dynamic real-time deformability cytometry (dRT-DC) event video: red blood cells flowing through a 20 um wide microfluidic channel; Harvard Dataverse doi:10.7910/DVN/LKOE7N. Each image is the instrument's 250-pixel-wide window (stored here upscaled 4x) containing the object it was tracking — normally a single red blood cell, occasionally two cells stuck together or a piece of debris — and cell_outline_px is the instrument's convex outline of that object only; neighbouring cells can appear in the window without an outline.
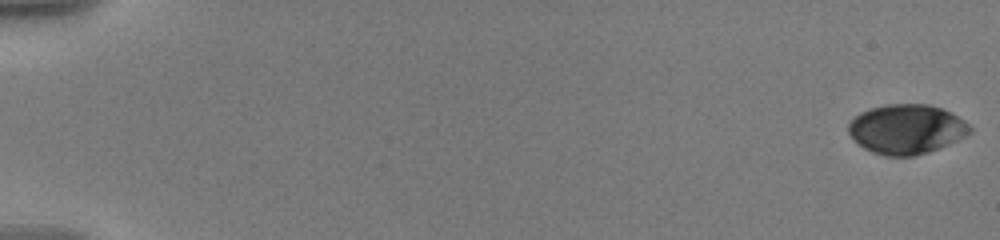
{"species": "human", "species_latin": "Homo sapiens", "temperature_condition": "warm", "stored_images_in_passage": 49, "camera_frame_rate_fps": 3000, "um_per_image_px": 0.085, "donor": {"sex": "male"}, "frame": {"image": 1, "passage_image": 1, "time_ms": 0.0, "image_size_px": [1000, 240], "cell_outline_px": [[972, 132], [948, 144], [928, 152], [916, 156], [884, 156], [872, 152], [864, 148], [848, 132], [848, 124], [860, 112], [884, 104], [928, 104], [952, 112], [964, 120], [972, 128]], "centroid_in_image_um": [77.06, 10.97], "position_along_channel_um": 7.9, "area_um2": 34.97}}
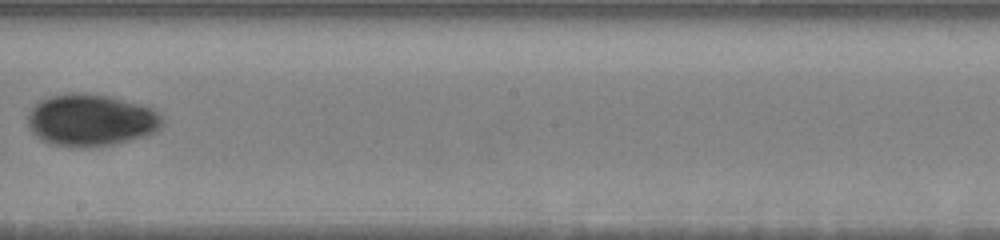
{"frame": {"image": 2, "passage_image": 29, "time_ms": 11.667, "image_size_px": [1000, 240], "cell_outline_px": [[164, 124], [156, 132], [144, 136], [112, 144], [92, 148], [68, 148], [52, 144], [40, 140], [28, 128], [28, 112], [40, 100], [48, 96], [68, 92], [84, 92], [112, 96], [152, 108], [164, 120]], "centroid_in_image_um": [7.7, 10.21], "position_along_channel_um": 240.5, "area_um2": 41.5}}
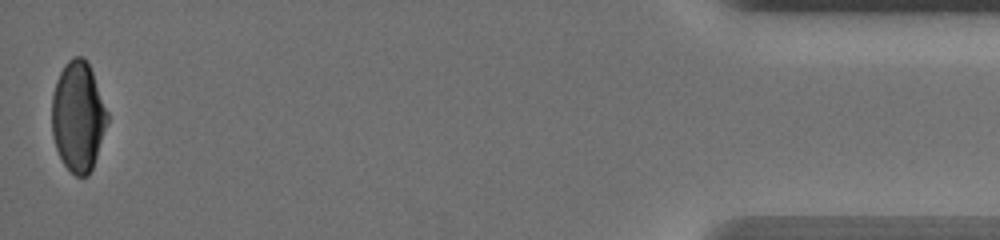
{"frame": {"image": 3, "passage_image": 49, "time_ms": 19.0, "image_size_px": [1000, 240], "cell_outline_px": [[108, 120], [92, 168], [88, 176], [76, 176], [64, 164], [56, 148], [52, 132], [52, 96], [56, 80], [64, 64], [72, 56], [84, 56], [92, 72], [108, 112]], "centroid_in_image_um": [6.62, 9.87], "position_along_channel_um": 428.6, "area_um2": 35.32}, "authors_computed_cell_mechanics": {"area_um2": 36.9342, "velocity_mm_per_s": 3.5885, "shape_relaxation_time_tau1_ms": 6.3498, "shape_relaxation_time_tau2_ms": 3.3784, "deformation_change_tau1": 0.1588, "deformation_change_tau2": 0.0498}}